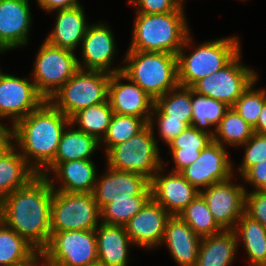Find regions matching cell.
I'll return each instance as SVG.
<instances>
[{
	"label": "cell",
	"instance_id": "obj_14",
	"mask_svg": "<svg viewBox=\"0 0 266 266\" xmlns=\"http://www.w3.org/2000/svg\"><path fill=\"white\" fill-rule=\"evenodd\" d=\"M227 153L225 147L212 141L180 174L199 191L215 183L226 181L233 175L232 163Z\"/></svg>",
	"mask_w": 266,
	"mask_h": 266
},
{
	"label": "cell",
	"instance_id": "obj_25",
	"mask_svg": "<svg viewBox=\"0 0 266 266\" xmlns=\"http://www.w3.org/2000/svg\"><path fill=\"white\" fill-rule=\"evenodd\" d=\"M238 246L234 230L202 237L196 266H230Z\"/></svg>",
	"mask_w": 266,
	"mask_h": 266
},
{
	"label": "cell",
	"instance_id": "obj_47",
	"mask_svg": "<svg viewBox=\"0 0 266 266\" xmlns=\"http://www.w3.org/2000/svg\"><path fill=\"white\" fill-rule=\"evenodd\" d=\"M39 259H41V262L42 260L44 259L43 255L41 252H38L33 258H31L30 260H28L27 262H23L21 264H18V265H14V266H38L40 263H39ZM40 266V265H39ZM41 266H46V262L44 261Z\"/></svg>",
	"mask_w": 266,
	"mask_h": 266
},
{
	"label": "cell",
	"instance_id": "obj_24",
	"mask_svg": "<svg viewBox=\"0 0 266 266\" xmlns=\"http://www.w3.org/2000/svg\"><path fill=\"white\" fill-rule=\"evenodd\" d=\"M98 261L104 266H126L130 244H134L125 227L100 223L95 229Z\"/></svg>",
	"mask_w": 266,
	"mask_h": 266
},
{
	"label": "cell",
	"instance_id": "obj_36",
	"mask_svg": "<svg viewBox=\"0 0 266 266\" xmlns=\"http://www.w3.org/2000/svg\"><path fill=\"white\" fill-rule=\"evenodd\" d=\"M151 198L152 195H136L115 199L100 210V221L104 224L124 226Z\"/></svg>",
	"mask_w": 266,
	"mask_h": 266
},
{
	"label": "cell",
	"instance_id": "obj_19",
	"mask_svg": "<svg viewBox=\"0 0 266 266\" xmlns=\"http://www.w3.org/2000/svg\"><path fill=\"white\" fill-rule=\"evenodd\" d=\"M163 168H160L150 180L152 198L170 215L175 216L183 211L200 191L180 173L171 172L162 176Z\"/></svg>",
	"mask_w": 266,
	"mask_h": 266
},
{
	"label": "cell",
	"instance_id": "obj_48",
	"mask_svg": "<svg viewBox=\"0 0 266 266\" xmlns=\"http://www.w3.org/2000/svg\"><path fill=\"white\" fill-rule=\"evenodd\" d=\"M87 266H104L103 264H101L99 261L95 262V263H92V264H89Z\"/></svg>",
	"mask_w": 266,
	"mask_h": 266
},
{
	"label": "cell",
	"instance_id": "obj_5",
	"mask_svg": "<svg viewBox=\"0 0 266 266\" xmlns=\"http://www.w3.org/2000/svg\"><path fill=\"white\" fill-rule=\"evenodd\" d=\"M190 34L177 54L178 84L192 87L197 81L226 66L241 50L237 37L208 41L186 56L185 47L192 45Z\"/></svg>",
	"mask_w": 266,
	"mask_h": 266
},
{
	"label": "cell",
	"instance_id": "obj_27",
	"mask_svg": "<svg viewBox=\"0 0 266 266\" xmlns=\"http://www.w3.org/2000/svg\"><path fill=\"white\" fill-rule=\"evenodd\" d=\"M212 141L213 137L210 134L199 131L194 126H188L167 144L171 152L169 154H172L175 163L172 172L180 173L188 167L199 157L201 150Z\"/></svg>",
	"mask_w": 266,
	"mask_h": 266
},
{
	"label": "cell",
	"instance_id": "obj_1",
	"mask_svg": "<svg viewBox=\"0 0 266 266\" xmlns=\"http://www.w3.org/2000/svg\"><path fill=\"white\" fill-rule=\"evenodd\" d=\"M52 197L49 178L38 174L0 201V221L41 252L51 237Z\"/></svg>",
	"mask_w": 266,
	"mask_h": 266
},
{
	"label": "cell",
	"instance_id": "obj_33",
	"mask_svg": "<svg viewBox=\"0 0 266 266\" xmlns=\"http://www.w3.org/2000/svg\"><path fill=\"white\" fill-rule=\"evenodd\" d=\"M254 130L233 107H229L219 125L215 128L213 141L223 147L225 144L231 146H242L253 135ZM225 143V144H224Z\"/></svg>",
	"mask_w": 266,
	"mask_h": 266
},
{
	"label": "cell",
	"instance_id": "obj_29",
	"mask_svg": "<svg viewBox=\"0 0 266 266\" xmlns=\"http://www.w3.org/2000/svg\"><path fill=\"white\" fill-rule=\"evenodd\" d=\"M65 128L52 162H68L91 159V154L99 148L100 142L78 129Z\"/></svg>",
	"mask_w": 266,
	"mask_h": 266
},
{
	"label": "cell",
	"instance_id": "obj_8",
	"mask_svg": "<svg viewBox=\"0 0 266 266\" xmlns=\"http://www.w3.org/2000/svg\"><path fill=\"white\" fill-rule=\"evenodd\" d=\"M101 212L93 193H67L53 190L51 233L67 230H94Z\"/></svg>",
	"mask_w": 266,
	"mask_h": 266
},
{
	"label": "cell",
	"instance_id": "obj_38",
	"mask_svg": "<svg viewBox=\"0 0 266 266\" xmlns=\"http://www.w3.org/2000/svg\"><path fill=\"white\" fill-rule=\"evenodd\" d=\"M257 79L242 93L232 106L236 112L251 126L255 127L259 113L266 103V90H254Z\"/></svg>",
	"mask_w": 266,
	"mask_h": 266
},
{
	"label": "cell",
	"instance_id": "obj_10",
	"mask_svg": "<svg viewBox=\"0 0 266 266\" xmlns=\"http://www.w3.org/2000/svg\"><path fill=\"white\" fill-rule=\"evenodd\" d=\"M34 65L31 79L46 100L80 69L73 51L53 46L46 40L40 46Z\"/></svg>",
	"mask_w": 266,
	"mask_h": 266
},
{
	"label": "cell",
	"instance_id": "obj_31",
	"mask_svg": "<svg viewBox=\"0 0 266 266\" xmlns=\"http://www.w3.org/2000/svg\"><path fill=\"white\" fill-rule=\"evenodd\" d=\"M113 114L109 101H106L76 112L70 118V124L78 125V130L94 136L100 142L107 133Z\"/></svg>",
	"mask_w": 266,
	"mask_h": 266
},
{
	"label": "cell",
	"instance_id": "obj_3",
	"mask_svg": "<svg viewBox=\"0 0 266 266\" xmlns=\"http://www.w3.org/2000/svg\"><path fill=\"white\" fill-rule=\"evenodd\" d=\"M183 9L165 14L136 13L128 51L177 55L190 34Z\"/></svg>",
	"mask_w": 266,
	"mask_h": 266
},
{
	"label": "cell",
	"instance_id": "obj_4",
	"mask_svg": "<svg viewBox=\"0 0 266 266\" xmlns=\"http://www.w3.org/2000/svg\"><path fill=\"white\" fill-rule=\"evenodd\" d=\"M128 52V53H127ZM122 73L154 100L178 84L177 55L165 52L127 51Z\"/></svg>",
	"mask_w": 266,
	"mask_h": 266
},
{
	"label": "cell",
	"instance_id": "obj_6",
	"mask_svg": "<svg viewBox=\"0 0 266 266\" xmlns=\"http://www.w3.org/2000/svg\"><path fill=\"white\" fill-rule=\"evenodd\" d=\"M110 77L104 71L79 69L49 101L71 118L82 109L108 101Z\"/></svg>",
	"mask_w": 266,
	"mask_h": 266
},
{
	"label": "cell",
	"instance_id": "obj_15",
	"mask_svg": "<svg viewBox=\"0 0 266 266\" xmlns=\"http://www.w3.org/2000/svg\"><path fill=\"white\" fill-rule=\"evenodd\" d=\"M123 79L129 83H121ZM108 101L113 113L141 117L149 123L154 99L122 72L111 74Z\"/></svg>",
	"mask_w": 266,
	"mask_h": 266
},
{
	"label": "cell",
	"instance_id": "obj_45",
	"mask_svg": "<svg viewBox=\"0 0 266 266\" xmlns=\"http://www.w3.org/2000/svg\"><path fill=\"white\" fill-rule=\"evenodd\" d=\"M14 131L13 125L11 128H7L0 123V157L7 153L13 146Z\"/></svg>",
	"mask_w": 266,
	"mask_h": 266
},
{
	"label": "cell",
	"instance_id": "obj_39",
	"mask_svg": "<svg viewBox=\"0 0 266 266\" xmlns=\"http://www.w3.org/2000/svg\"><path fill=\"white\" fill-rule=\"evenodd\" d=\"M243 146L245 154L239 167L240 176H243L252 166L266 159V135L254 132Z\"/></svg>",
	"mask_w": 266,
	"mask_h": 266
},
{
	"label": "cell",
	"instance_id": "obj_49",
	"mask_svg": "<svg viewBox=\"0 0 266 266\" xmlns=\"http://www.w3.org/2000/svg\"><path fill=\"white\" fill-rule=\"evenodd\" d=\"M183 1H184V0H176L177 4H178L181 8H184V7H183Z\"/></svg>",
	"mask_w": 266,
	"mask_h": 266
},
{
	"label": "cell",
	"instance_id": "obj_23",
	"mask_svg": "<svg viewBox=\"0 0 266 266\" xmlns=\"http://www.w3.org/2000/svg\"><path fill=\"white\" fill-rule=\"evenodd\" d=\"M53 31L45 39L49 44L74 51L82 43L89 25L82 6L57 10Z\"/></svg>",
	"mask_w": 266,
	"mask_h": 266
},
{
	"label": "cell",
	"instance_id": "obj_28",
	"mask_svg": "<svg viewBox=\"0 0 266 266\" xmlns=\"http://www.w3.org/2000/svg\"><path fill=\"white\" fill-rule=\"evenodd\" d=\"M234 232L238 244L239 239L243 241L250 266H266V227L244 213L237 221Z\"/></svg>",
	"mask_w": 266,
	"mask_h": 266
},
{
	"label": "cell",
	"instance_id": "obj_2",
	"mask_svg": "<svg viewBox=\"0 0 266 266\" xmlns=\"http://www.w3.org/2000/svg\"><path fill=\"white\" fill-rule=\"evenodd\" d=\"M71 126L70 118L45 100L13 125L14 142L18 144L15 146L40 174L54 160L62 134L66 127Z\"/></svg>",
	"mask_w": 266,
	"mask_h": 266
},
{
	"label": "cell",
	"instance_id": "obj_37",
	"mask_svg": "<svg viewBox=\"0 0 266 266\" xmlns=\"http://www.w3.org/2000/svg\"><path fill=\"white\" fill-rule=\"evenodd\" d=\"M149 123L137 116L121 115L114 113L106 135L100 141L106 144L105 152L116 144L129 140L134 135L140 133ZM103 141V143H102Z\"/></svg>",
	"mask_w": 266,
	"mask_h": 266
},
{
	"label": "cell",
	"instance_id": "obj_26",
	"mask_svg": "<svg viewBox=\"0 0 266 266\" xmlns=\"http://www.w3.org/2000/svg\"><path fill=\"white\" fill-rule=\"evenodd\" d=\"M13 146L0 157V201L7 195L27 185L38 173Z\"/></svg>",
	"mask_w": 266,
	"mask_h": 266
},
{
	"label": "cell",
	"instance_id": "obj_43",
	"mask_svg": "<svg viewBox=\"0 0 266 266\" xmlns=\"http://www.w3.org/2000/svg\"><path fill=\"white\" fill-rule=\"evenodd\" d=\"M242 178L248 184H252L255 187V191L266 190V159L252 166Z\"/></svg>",
	"mask_w": 266,
	"mask_h": 266
},
{
	"label": "cell",
	"instance_id": "obj_46",
	"mask_svg": "<svg viewBox=\"0 0 266 266\" xmlns=\"http://www.w3.org/2000/svg\"><path fill=\"white\" fill-rule=\"evenodd\" d=\"M253 130L256 133L266 135V103L263 105V108L259 113L256 126L253 128Z\"/></svg>",
	"mask_w": 266,
	"mask_h": 266
},
{
	"label": "cell",
	"instance_id": "obj_9",
	"mask_svg": "<svg viewBox=\"0 0 266 266\" xmlns=\"http://www.w3.org/2000/svg\"><path fill=\"white\" fill-rule=\"evenodd\" d=\"M46 266H87L98 261L94 230H67L51 233L41 251Z\"/></svg>",
	"mask_w": 266,
	"mask_h": 266
},
{
	"label": "cell",
	"instance_id": "obj_32",
	"mask_svg": "<svg viewBox=\"0 0 266 266\" xmlns=\"http://www.w3.org/2000/svg\"><path fill=\"white\" fill-rule=\"evenodd\" d=\"M154 106L169 119L192 126V88L178 85L154 100Z\"/></svg>",
	"mask_w": 266,
	"mask_h": 266
},
{
	"label": "cell",
	"instance_id": "obj_22",
	"mask_svg": "<svg viewBox=\"0 0 266 266\" xmlns=\"http://www.w3.org/2000/svg\"><path fill=\"white\" fill-rule=\"evenodd\" d=\"M162 243L179 266H196L201 237L178 215L168 219Z\"/></svg>",
	"mask_w": 266,
	"mask_h": 266
},
{
	"label": "cell",
	"instance_id": "obj_21",
	"mask_svg": "<svg viewBox=\"0 0 266 266\" xmlns=\"http://www.w3.org/2000/svg\"><path fill=\"white\" fill-rule=\"evenodd\" d=\"M56 174V179L61 181L56 189L55 180H50L48 172ZM49 178L51 187L56 191L67 193H93L97 181V172L93 160H73L68 162H51L41 173Z\"/></svg>",
	"mask_w": 266,
	"mask_h": 266
},
{
	"label": "cell",
	"instance_id": "obj_7",
	"mask_svg": "<svg viewBox=\"0 0 266 266\" xmlns=\"http://www.w3.org/2000/svg\"><path fill=\"white\" fill-rule=\"evenodd\" d=\"M153 129L154 127L148 124L129 140L111 147L106 152L107 167L135 172L151 180L154 174L164 166Z\"/></svg>",
	"mask_w": 266,
	"mask_h": 266
},
{
	"label": "cell",
	"instance_id": "obj_12",
	"mask_svg": "<svg viewBox=\"0 0 266 266\" xmlns=\"http://www.w3.org/2000/svg\"><path fill=\"white\" fill-rule=\"evenodd\" d=\"M246 192L244 185L232 184V177L200 190L215 222L222 230H234L244 214Z\"/></svg>",
	"mask_w": 266,
	"mask_h": 266
},
{
	"label": "cell",
	"instance_id": "obj_35",
	"mask_svg": "<svg viewBox=\"0 0 266 266\" xmlns=\"http://www.w3.org/2000/svg\"><path fill=\"white\" fill-rule=\"evenodd\" d=\"M178 216L201 238L220 233L206 200L199 194Z\"/></svg>",
	"mask_w": 266,
	"mask_h": 266
},
{
	"label": "cell",
	"instance_id": "obj_20",
	"mask_svg": "<svg viewBox=\"0 0 266 266\" xmlns=\"http://www.w3.org/2000/svg\"><path fill=\"white\" fill-rule=\"evenodd\" d=\"M31 21L29 0H0V52L26 45Z\"/></svg>",
	"mask_w": 266,
	"mask_h": 266
},
{
	"label": "cell",
	"instance_id": "obj_34",
	"mask_svg": "<svg viewBox=\"0 0 266 266\" xmlns=\"http://www.w3.org/2000/svg\"><path fill=\"white\" fill-rule=\"evenodd\" d=\"M228 108L225 103L198 95L192 89V126L199 131L206 132L213 137L215 135V128L219 125ZM213 125L215 127L214 131L206 128Z\"/></svg>",
	"mask_w": 266,
	"mask_h": 266
},
{
	"label": "cell",
	"instance_id": "obj_40",
	"mask_svg": "<svg viewBox=\"0 0 266 266\" xmlns=\"http://www.w3.org/2000/svg\"><path fill=\"white\" fill-rule=\"evenodd\" d=\"M155 114L156 118H154ZM152 115H154V117ZM155 119H157L159 129L158 134H160L163 142L165 141L167 144L188 127L186 123L180 120L169 119V116L163 115L155 106H153L151 118L149 120L150 126H154Z\"/></svg>",
	"mask_w": 266,
	"mask_h": 266
},
{
	"label": "cell",
	"instance_id": "obj_30",
	"mask_svg": "<svg viewBox=\"0 0 266 266\" xmlns=\"http://www.w3.org/2000/svg\"><path fill=\"white\" fill-rule=\"evenodd\" d=\"M38 252L24 237L0 221V266H14L27 262Z\"/></svg>",
	"mask_w": 266,
	"mask_h": 266
},
{
	"label": "cell",
	"instance_id": "obj_11",
	"mask_svg": "<svg viewBox=\"0 0 266 266\" xmlns=\"http://www.w3.org/2000/svg\"><path fill=\"white\" fill-rule=\"evenodd\" d=\"M239 52L226 66L197 81L191 88L201 96L232 107L249 85L258 79L256 72L240 62Z\"/></svg>",
	"mask_w": 266,
	"mask_h": 266
},
{
	"label": "cell",
	"instance_id": "obj_17",
	"mask_svg": "<svg viewBox=\"0 0 266 266\" xmlns=\"http://www.w3.org/2000/svg\"><path fill=\"white\" fill-rule=\"evenodd\" d=\"M82 63L78 59L80 69L98 70L110 74L122 71L123 67L111 69L116 54L114 36L109 27L104 24H92L82 39ZM84 66V67H83Z\"/></svg>",
	"mask_w": 266,
	"mask_h": 266
},
{
	"label": "cell",
	"instance_id": "obj_13",
	"mask_svg": "<svg viewBox=\"0 0 266 266\" xmlns=\"http://www.w3.org/2000/svg\"><path fill=\"white\" fill-rule=\"evenodd\" d=\"M46 99L35 83L0 70V120L12 117V125L37 109Z\"/></svg>",
	"mask_w": 266,
	"mask_h": 266
},
{
	"label": "cell",
	"instance_id": "obj_41",
	"mask_svg": "<svg viewBox=\"0 0 266 266\" xmlns=\"http://www.w3.org/2000/svg\"><path fill=\"white\" fill-rule=\"evenodd\" d=\"M244 213L266 227V190L245 193Z\"/></svg>",
	"mask_w": 266,
	"mask_h": 266
},
{
	"label": "cell",
	"instance_id": "obj_16",
	"mask_svg": "<svg viewBox=\"0 0 266 266\" xmlns=\"http://www.w3.org/2000/svg\"><path fill=\"white\" fill-rule=\"evenodd\" d=\"M103 176L102 179L99 178L96 181L93 191L100 210L115 199L136 195H152L150 180L144 175L108 167L106 175Z\"/></svg>",
	"mask_w": 266,
	"mask_h": 266
},
{
	"label": "cell",
	"instance_id": "obj_18",
	"mask_svg": "<svg viewBox=\"0 0 266 266\" xmlns=\"http://www.w3.org/2000/svg\"><path fill=\"white\" fill-rule=\"evenodd\" d=\"M171 216L151 198L124 227L134 245L154 248L161 245L167 221Z\"/></svg>",
	"mask_w": 266,
	"mask_h": 266
},
{
	"label": "cell",
	"instance_id": "obj_42",
	"mask_svg": "<svg viewBox=\"0 0 266 266\" xmlns=\"http://www.w3.org/2000/svg\"><path fill=\"white\" fill-rule=\"evenodd\" d=\"M131 5L137 6L136 13L165 14L180 8L176 0H129Z\"/></svg>",
	"mask_w": 266,
	"mask_h": 266
},
{
	"label": "cell",
	"instance_id": "obj_44",
	"mask_svg": "<svg viewBox=\"0 0 266 266\" xmlns=\"http://www.w3.org/2000/svg\"><path fill=\"white\" fill-rule=\"evenodd\" d=\"M42 9L46 11L63 10L66 8H72L81 6L78 0H37Z\"/></svg>",
	"mask_w": 266,
	"mask_h": 266
}]
</instances>
